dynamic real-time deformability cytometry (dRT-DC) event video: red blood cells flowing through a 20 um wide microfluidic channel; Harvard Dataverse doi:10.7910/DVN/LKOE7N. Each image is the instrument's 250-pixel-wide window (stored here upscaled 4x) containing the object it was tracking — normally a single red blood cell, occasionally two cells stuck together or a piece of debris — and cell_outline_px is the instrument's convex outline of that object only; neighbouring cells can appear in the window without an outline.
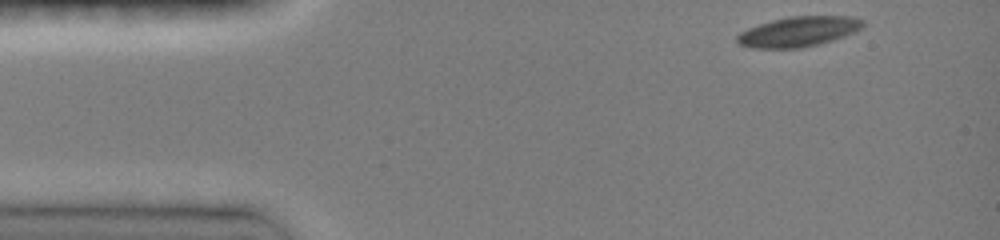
{"species": "common noctule bat (a hibernating species)", "species_latin": "Nyctalus noctula", "temperature_condition": "room temperature", "stored_images_in_passage": 50, "camera_frame_rate_fps": 3000, "um_per_image_px": 0.085, "animal": {"sex": "female", "body_mass_g": 19.0, "forearm_length_mm": 51.5}, "frame": {"image": 1, "passage_image": 1, "time_ms": 0.0, "image_size_px": [1000, 240], "cell_outline_px": [[864, 24], [856, 32], [820, 44], [800, 48], [748, 48], [740, 44], [736, 40], [736, 36], [740, 32], [748, 28], [772, 20], [788, 16], [848, 16], [864, 20]], "centroid_in_image_um": [67.86, 2.69], "position_along_channel_um": 17.1, "area_um2": 22.08}}
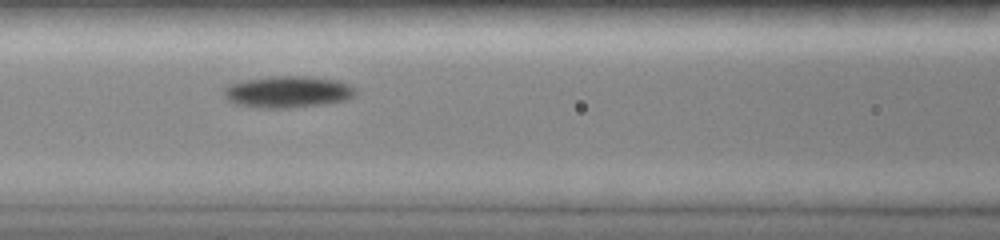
{"frame": {"image": 2, "passage_image": 29, "time_ms": 5.0, "image_size_px": [1000, 240], "cell_outline_px": [[356, 92], [348, 100], [320, 104], [288, 108], [256, 108], [236, 104], [228, 100], [224, 96], [224, 88], [228, 84], [244, 80], [276, 76], [308, 76], [336, 80], [348, 84], [356, 88]], "centroid_in_image_um": [24.44, 7.81], "position_along_channel_um": 142.2, "area_um2": 24.28}}
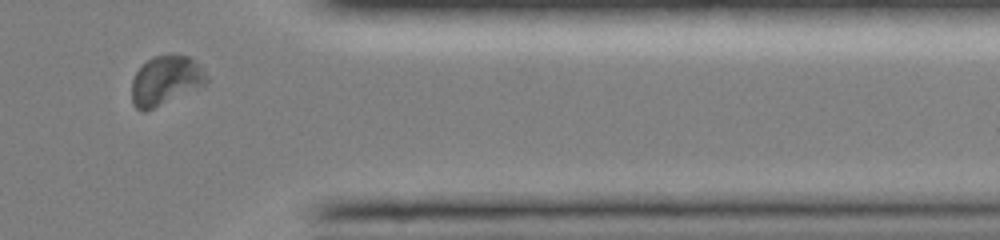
{"frame": {"image": 3, "passage_image": 47, "time_ms": 11.333, "image_size_px": [1000, 240], "cell_outline_px": [[208, 80], [204, 84], [144, 112], [140, 112], [132, 104], [132, 80], [136, 72], [152, 56], [168, 52], [188, 56], [196, 60], [204, 68]], "centroid_in_image_um": [14.07, 6.78], "position_along_channel_um": 397.3, "area_um2": 21.5}, "authors_computed_cell_mechanics": {"area_um2": 22.5998, "velocity_mm_per_s": 4.095, "shape_relaxation_time_tau1_ms": 2.2719, "shape_relaxation_time_tau2_ms": null, "deformation_change_tau1": 0.0954, "deformation_change_tau2": null}}